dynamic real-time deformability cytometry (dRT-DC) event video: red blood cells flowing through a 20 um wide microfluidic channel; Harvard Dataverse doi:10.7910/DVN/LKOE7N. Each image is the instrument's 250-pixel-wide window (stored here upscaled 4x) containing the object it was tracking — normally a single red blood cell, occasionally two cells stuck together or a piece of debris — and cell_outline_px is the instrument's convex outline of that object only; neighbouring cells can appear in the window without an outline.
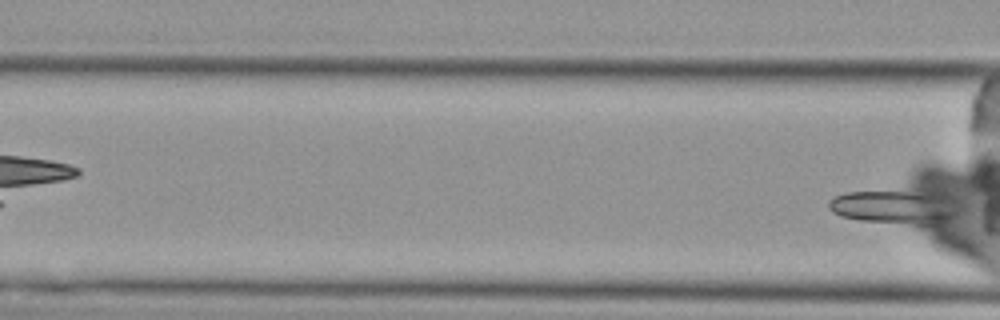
{"species": "Egyptian fruit bat (a non-hibernating species)", "species_latin": "Rousettus aegyptiacus", "temperature_condition": "cold", "stored_images_in_passage": 7, "camera_frame_rate_fps": 3000, "um_per_image_px": 0.085, "animal": {"sex": "female"}, "frame": {"image": 1, "passage_image": 7, "time_ms": 7.333, "image_size_px": [1000, 320], "cell_outline_px": [[960, 212], [956, 216], [948, 220], [924, 228], [912, 228], [860, 220], [840, 216], [832, 212], [828, 208], [828, 200], [844, 192], [932, 188], [944, 188], [960, 200]], "centroid_in_image_um": [76.33, 17.56], "position_along_channel_um": 90.3, "area_um2": 29.3}}